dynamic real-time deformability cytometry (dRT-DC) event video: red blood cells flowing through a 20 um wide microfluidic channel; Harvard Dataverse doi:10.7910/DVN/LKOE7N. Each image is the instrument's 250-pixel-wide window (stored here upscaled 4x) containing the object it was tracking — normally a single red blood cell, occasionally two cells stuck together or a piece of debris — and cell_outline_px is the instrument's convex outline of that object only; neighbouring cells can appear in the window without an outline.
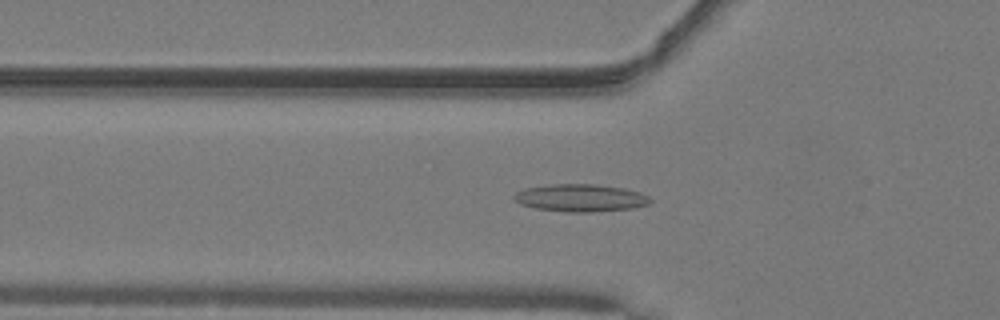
{"species": "common noctule bat (a hibernating species)", "species_latin": "Nyctalus noctula", "temperature_condition": "warm", "stored_images_in_passage": 52, "camera_frame_rate_fps": 3000, "um_per_image_px": 0.085, "animal": {"sex": "male", "body_mass_g": 19.2, "forearm_length_mm": 51.8}, "frame": {"image": 1, "passage_image": 18, "time_ms": 5.667, "image_size_px": [1000, 320], "cell_outline_px": [[652, 200], [648, 204], [632, 208], [592, 212], [568, 212], [536, 208], [520, 204], [512, 196], [516, 192], [524, 188], [548, 184], [596, 184], [624, 188], [640, 192], [648, 196]], "centroid_in_image_um": [49.34, 16.81], "position_along_channel_um": 76.5, "area_um2": 21.85}}
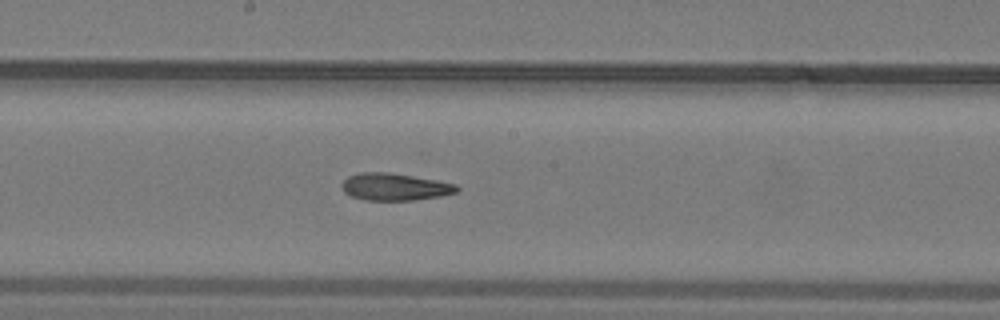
{"frame": {"image": 2, "passage_image": 28, "time_ms": 9.0, "image_size_px": [1000, 320], "cell_outline_px": [[460, 188], [456, 192], [440, 196], [412, 200], [368, 200], [352, 196], [344, 192], [340, 184], [348, 176], [360, 172], [388, 172], [436, 180], [456, 184]], "centroid_in_image_um": [33.53, 15.87], "position_along_channel_um": 214.7, "area_um2": 18.09}}
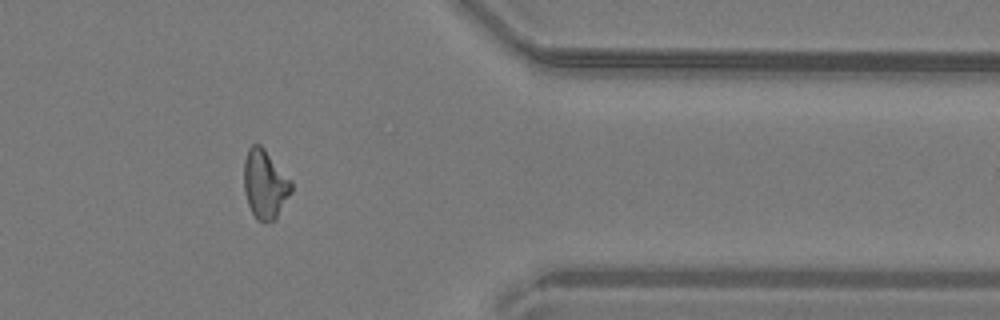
{"frame": {"image": 3, "passage_image": 42, "time_ms": 13.667, "image_size_px": [1000, 320], "cell_outline_px": [[292, 192], [276, 220], [256, 220], [248, 204], [244, 192], [244, 160], [248, 148], [252, 144], [260, 144], [264, 148], [292, 180]], "centroid_in_image_um": [22.53, 15.65], "position_along_channel_um": 388.9, "area_um2": 19.19}}